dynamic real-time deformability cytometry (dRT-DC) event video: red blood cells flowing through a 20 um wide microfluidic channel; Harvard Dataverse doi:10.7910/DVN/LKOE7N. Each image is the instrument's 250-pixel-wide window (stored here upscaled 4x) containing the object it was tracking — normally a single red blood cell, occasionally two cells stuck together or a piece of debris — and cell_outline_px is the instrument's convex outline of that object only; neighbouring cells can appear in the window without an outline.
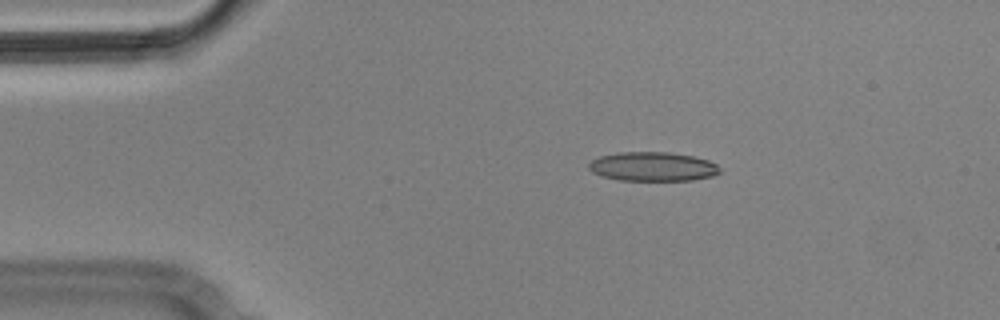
{"species": "Egyptian fruit bat (a non-hibernating species)", "species_latin": "Rousettus aegyptiacus", "temperature_condition": "cold", "stored_images_in_passage": 47, "camera_frame_rate_fps": 3000, "um_per_image_px": 0.085, "animal": {"sex": "male"}, "frame": {"image": 1, "passage_image": 1, "time_ms": 0.0, "image_size_px": [1000, 320], "cell_outline_px": [[720, 172], [712, 176], [692, 180], [620, 180], [604, 176], [592, 172], [588, 168], [588, 164], [592, 160], [600, 156], [616, 152], [668, 152], [692, 156], [708, 160], [716, 164], [720, 168]], "centroid_in_image_um": [55.47, 14.15], "position_along_channel_um": 29.5, "area_um2": 22.14}}
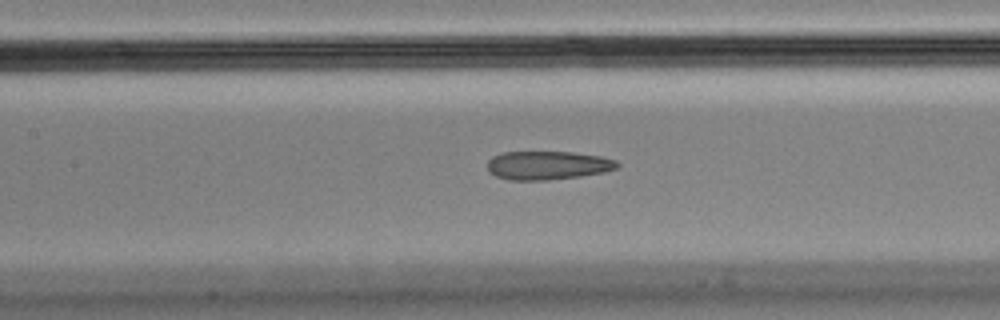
{"frame": {"image": 2, "passage_image": 16, "time_ms": 5.0, "image_size_px": [1000, 320], "cell_outline_px": [[620, 164], [616, 168], [604, 172], [580, 176], [548, 180], [508, 180], [496, 176], [488, 172], [488, 160], [492, 156], [504, 152], [572, 152], [600, 156], [616, 160]], "centroid_in_image_um": [46.53, 14.05], "position_along_channel_um": 160.9, "area_um2": 21.68}}
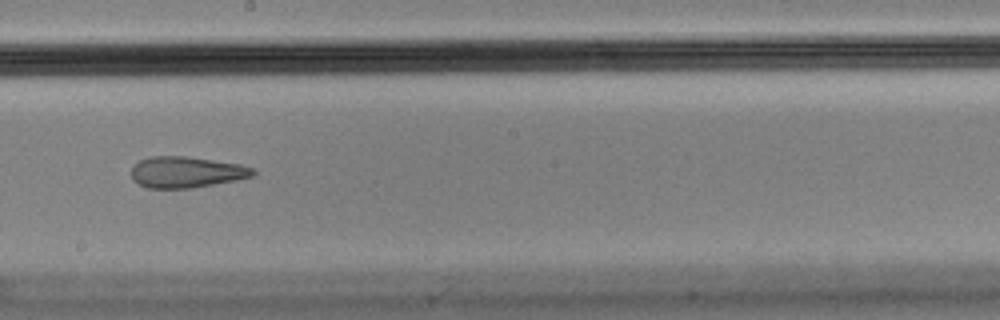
{"frame": {"image": 3, "passage_image": 22, "time_ms": 7.0, "image_size_px": [1000, 320], "cell_outline_px": [[256, 176], [236, 180], [192, 188], [148, 188], [132, 180], [132, 164], [148, 156], [188, 156], [240, 164], [252, 168], [256, 172]], "centroid_in_image_um": [15.84, 14.62], "position_along_channel_um": 232.4, "area_um2": 22.25}, "authors_computed_cell_mechanics": {"area_um2": 23.2356, "velocity_mm_per_s": 3.5849, "shape_relaxation_time_tau1_ms": null, "shape_relaxation_time_tau2_ms": 2.9219, "deformation_change_tau1": null, "deformation_change_tau2": 0.1305}}